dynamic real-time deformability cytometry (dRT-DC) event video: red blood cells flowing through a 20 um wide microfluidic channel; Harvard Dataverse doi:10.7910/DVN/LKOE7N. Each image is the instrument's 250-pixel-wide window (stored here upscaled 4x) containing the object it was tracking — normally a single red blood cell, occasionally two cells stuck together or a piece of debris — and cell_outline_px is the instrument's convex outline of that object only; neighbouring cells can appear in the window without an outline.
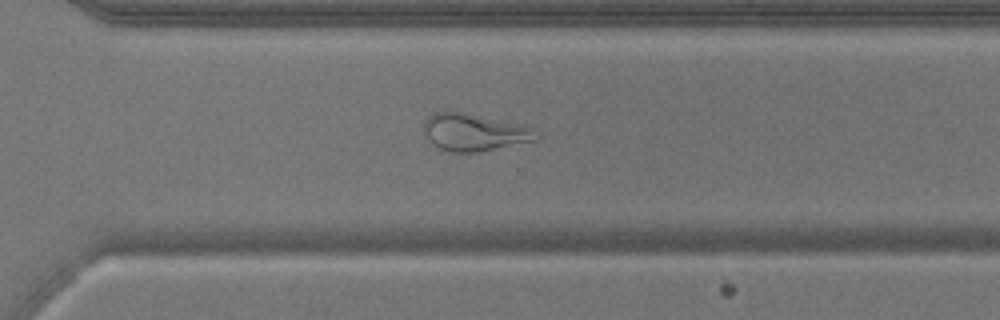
{"species": "common noctule bat (a hibernating species)", "species_latin": "Nyctalus noctula", "temperature_condition": "warm", "stored_images_in_passage": 52, "camera_frame_rate_fps": 3000, "um_per_image_px": 0.085, "animal": {"sex": "male", "body_mass_g": 17.9}, "frame": {"image": 1, "passage_image": 37, "time_ms": 12.0, "image_size_px": [1000, 320], "cell_outline_px": [[540, 140], [480, 152], [452, 152], [440, 148], [432, 144], [428, 140], [424, 132], [424, 120], [432, 112], [464, 112], [524, 124], [536, 128], [540, 136]], "centroid_in_image_um": [40.39, 11.24], "position_along_channel_um": 330.2, "area_um2": 25.03}}
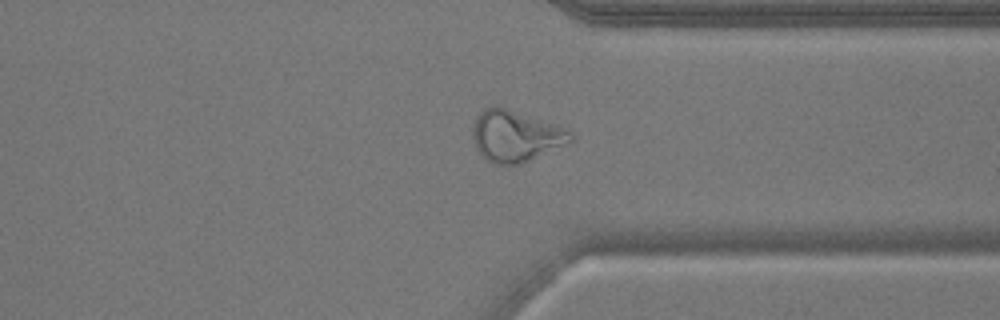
{"frame": {"image": 2, "passage_image": 40, "time_ms": 13.0, "image_size_px": [1000, 320], "cell_outline_px": [[572, 140], [520, 164], [496, 164], [488, 160], [476, 148], [472, 136], [472, 128], [476, 116], [484, 108], [492, 104], [500, 104], [572, 132]], "centroid_in_image_um": [43.73, 11.51], "position_along_channel_um": 367.7, "area_um2": 28.84}}
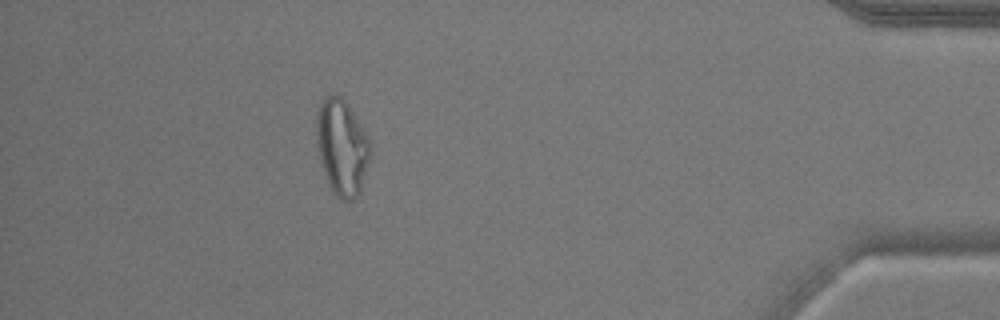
{"frame": {"image": 3, "passage_image": 47, "time_ms": 15.333, "image_size_px": [1000, 320], "cell_outline_px": [[372, 152], [360, 192], [352, 200], [340, 200], [332, 192], [328, 184], [320, 160], [316, 144], [316, 112], [320, 100], [328, 92], [336, 92], [348, 104], [368, 136], [372, 148]], "centroid_in_image_um": [29.05, 12.46], "position_along_channel_um": 406.2, "area_um2": 30.81}, "authors_computed_cell_mechanics": {"area_um2": 28.9289, "velocity_mm_per_s": 3.815, "shape_relaxation_time_tau1_ms": null, "shape_relaxation_time_tau2_ms": 1.0114, "deformation_change_tau1": null, "deformation_change_tau2": 0.0936}}